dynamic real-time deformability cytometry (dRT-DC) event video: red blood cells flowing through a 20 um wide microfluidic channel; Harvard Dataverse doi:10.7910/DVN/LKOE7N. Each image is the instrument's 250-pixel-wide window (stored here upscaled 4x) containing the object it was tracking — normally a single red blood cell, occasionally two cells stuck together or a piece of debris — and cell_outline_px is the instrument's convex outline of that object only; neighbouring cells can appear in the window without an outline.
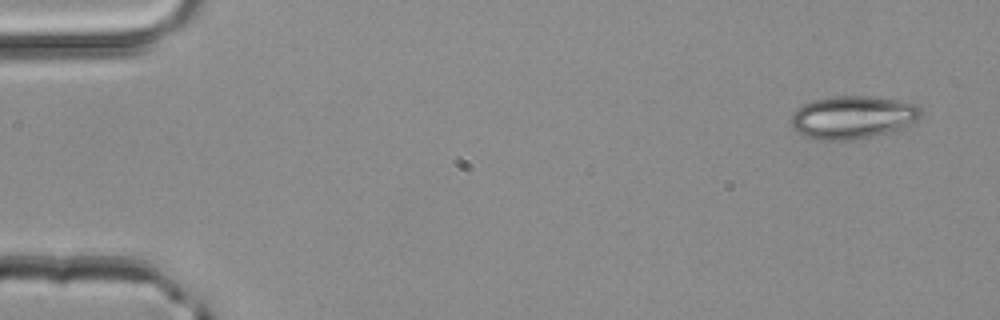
{"species": "common noctule bat (a hibernating species)", "species_latin": "Nyctalus noctula", "temperature_condition": "room temperature", "stored_images_in_passage": 4, "camera_frame_rate_fps": 3000, "um_per_image_px": 0.085, "animal": {"sex": "male", "body_mass_g": 20.4}, "frame": {"image": 1, "passage_image": 1, "time_ms": 0.0, "image_size_px": [1000, 320], "cell_outline_px": [[920, 116], [916, 120], [900, 132], [852, 140], [820, 140], [804, 136], [792, 128], [792, 112], [796, 108], [804, 104], [816, 100], [832, 96], [872, 96], [900, 100], [920, 104]], "centroid_in_image_um": [72.54, 9.98], "position_along_channel_um": 12.5, "area_um2": 33.12}}
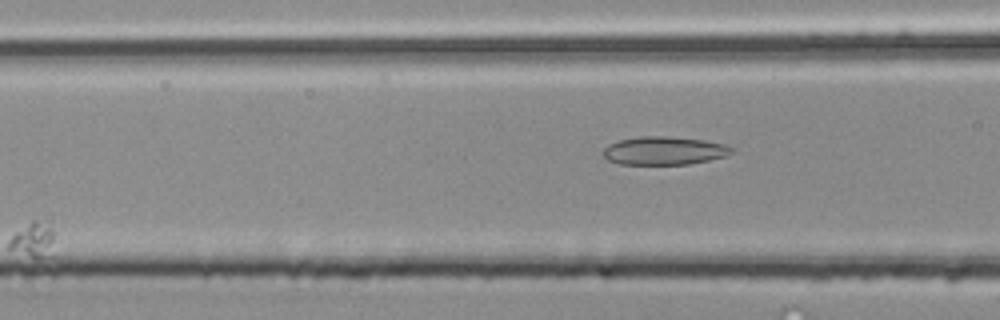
{"frame": {"image": 2, "passage_image": 4, "time_ms": 1.0, "image_size_px": [1000, 320], "cell_outline_px": [[736, 152], [724, 156], [708, 160], [688, 164], [620, 164], [608, 160], [604, 156], [604, 148], [608, 144], [620, 140], [640, 136], [664, 136], [704, 140], [724, 144], [736, 148]], "centroid_in_image_um": [56.48, 12.8], "position_along_channel_um": 110.1, "area_um2": 21.1}}